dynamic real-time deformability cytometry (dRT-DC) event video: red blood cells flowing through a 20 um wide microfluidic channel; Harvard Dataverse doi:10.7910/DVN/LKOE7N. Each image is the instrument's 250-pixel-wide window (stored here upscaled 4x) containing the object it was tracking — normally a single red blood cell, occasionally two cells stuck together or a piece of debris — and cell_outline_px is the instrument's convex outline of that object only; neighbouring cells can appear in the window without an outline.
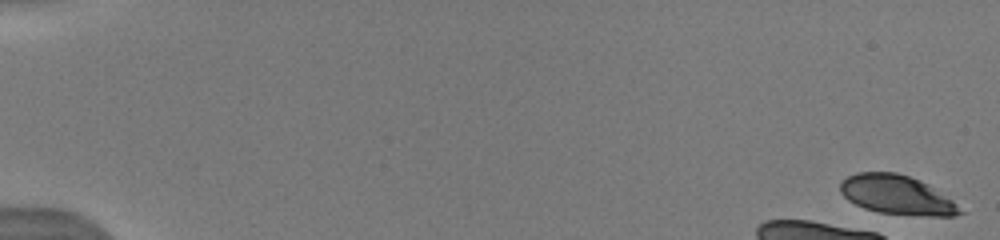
{"species": "human", "species_latin": "Homo sapiens", "temperature_condition": "warm", "stored_images_in_passage": 2, "camera_frame_rate_fps": 3000, "um_per_image_px": 0.085, "donor": {"sex": "male"}, "frame": {"image": 1, "passage_image": 1, "time_ms": 0.0, "image_size_px": [1000, 240], "cell_outline_px": [[968, 212], [956, 216], [928, 216], [880, 212], [864, 208], [848, 200], [840, 192], [840, 180], [856, 172], [896, 172], [908, 176], [928, 184], [952, 200]], "centroid_in_image_um": [76.26, 16.57], "position_along_channel_um": 8.7, "area_um2": 27.4}}